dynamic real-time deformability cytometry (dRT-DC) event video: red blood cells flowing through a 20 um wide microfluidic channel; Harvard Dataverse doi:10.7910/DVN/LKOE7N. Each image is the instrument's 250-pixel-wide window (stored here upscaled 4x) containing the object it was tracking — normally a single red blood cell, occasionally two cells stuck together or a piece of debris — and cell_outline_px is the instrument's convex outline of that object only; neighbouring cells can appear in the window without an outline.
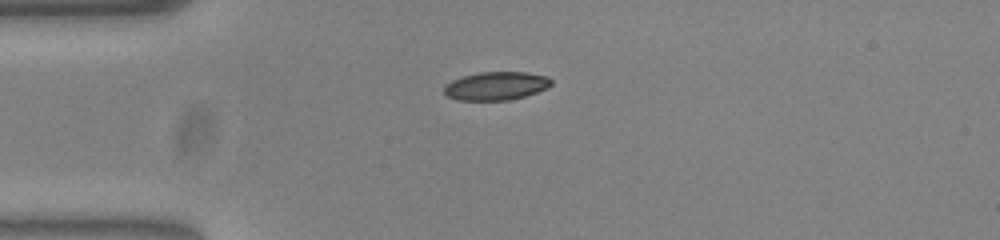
{"species": "common noctule bat (a hibernating species)", "species_latin": "Nyctalus noctula", "temperature_condition": "warm", "stored_images_in_passage": 41, "camera_frame_rate_fps": 3000, "um_per_image_px": 0.085, "animal": {"sex": "female", "body_mass_g": 23.0, "forearm_length_mm": 53.4}, "frame": {"image": 1, "passage_image": 1, "time_ms": 0.0, "image_size_px": [1000, 240], "cell_outline_px": [[552, 84], [548, 88], [524, 96], [508, 100], [460, 100], [448, 96], [444, 92], [444, 84], [452, 80], [464, 76], [480, 72], [528, 72], [548, 76], [552, 80]], "centroid_in_image_um": [42.19, 7.29], "position_along_channel_um": 42.8, "area_um2": 17.69}}
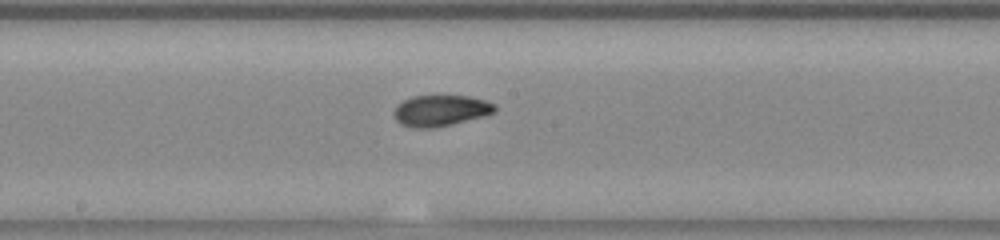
{"frame": {"image": 2, "passage_image": 16, "time_ms": 5.0, "image_size_px": [1000, 240], "cell_outline_px": [[496, 112], [484, 116], [432, 128], [412, 128], [400, 124], [396, 120], [392, 112], [396, 104], [412, 96], [468, 96], [484, 100], [496, 104]], "centroid_in_image_um": [37.42, 9.4], "position_along_channel_um": 210.8, "area_um2": 18.32}}
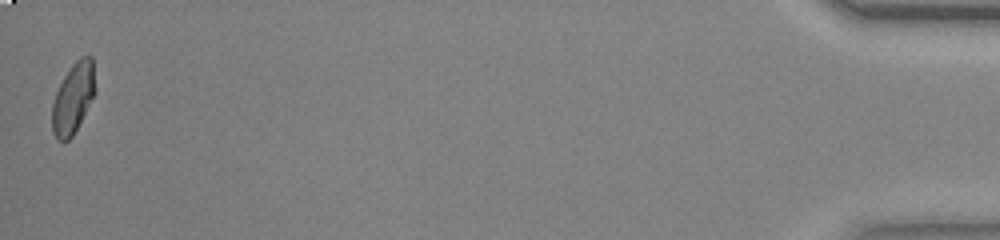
{"frame": {"image": 3, "passage_image": 41, "time_ms": 13.333, "image_size_px": [1000, 240], "cell_outline_px": [[96, 92], [72, 136], [68, 140], [60, 140], [52, 132], [52, 104], [56, 92], [64, 76], [72, 64], [80, 56], [92, 56], [96, 88]], "centroid_in_image_um": [6.23, 8.3], "position_along_channel_um": 429.0, "area_um2": 17.57}, "authors_computed_cell_mechanics": {"area_um2": 17.918, "velocity_mm_per_s": 3.8019, "shape_relaxation_time_tau1_ms": null, "shape_relaxation_time_tau2_ms": 1.2181, "deformation_change_tau1": null, "deformation_change_tau2": 0.0472}}